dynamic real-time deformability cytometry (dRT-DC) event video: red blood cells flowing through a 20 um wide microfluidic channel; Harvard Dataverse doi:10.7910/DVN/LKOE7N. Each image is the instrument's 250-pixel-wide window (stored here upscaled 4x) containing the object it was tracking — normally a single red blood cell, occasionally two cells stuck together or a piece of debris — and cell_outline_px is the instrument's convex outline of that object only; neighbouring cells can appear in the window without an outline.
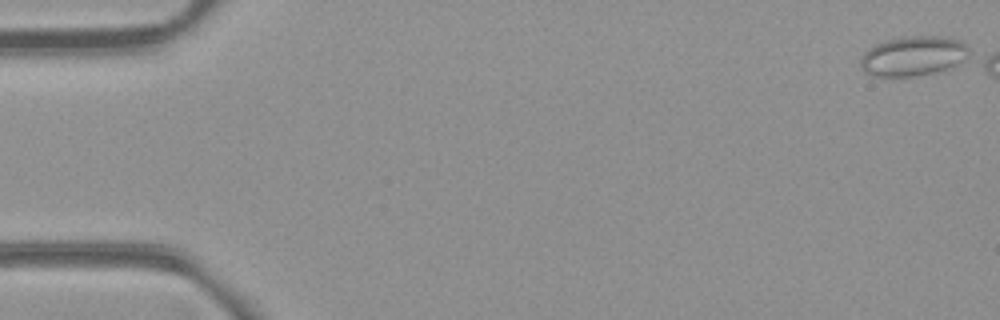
{"species": "common noctule bat (a hibernating species)", "species_latin": "Nyctalus noctula", "temperature_condition": "room temperature", "stored_images_in_passage": 6, "camera_frame_rate_fps": 3000, "um_per_image_px": 0.085, "animal": {"sex": "female", "body_mass_g": 21.9}, "frame": {"image": 1, "passage_image": 1, "time_ms": 0.0, "image_size_px": [1000, 320], "cell_outline_px": [[968, 52], [956, 64], [948, 68], [936, 72], [912, 76], [872, 76], [864, 72], [860, 68], [860, 60], [864, 52], [876, 44], [888, 40], [904, 36], [944, 36], [960, 40], [968, 44]], "centroid_in_image_um": [77.58, 4.75], "position_along_channel_um": 7.4, "area_um2": 24.97}}